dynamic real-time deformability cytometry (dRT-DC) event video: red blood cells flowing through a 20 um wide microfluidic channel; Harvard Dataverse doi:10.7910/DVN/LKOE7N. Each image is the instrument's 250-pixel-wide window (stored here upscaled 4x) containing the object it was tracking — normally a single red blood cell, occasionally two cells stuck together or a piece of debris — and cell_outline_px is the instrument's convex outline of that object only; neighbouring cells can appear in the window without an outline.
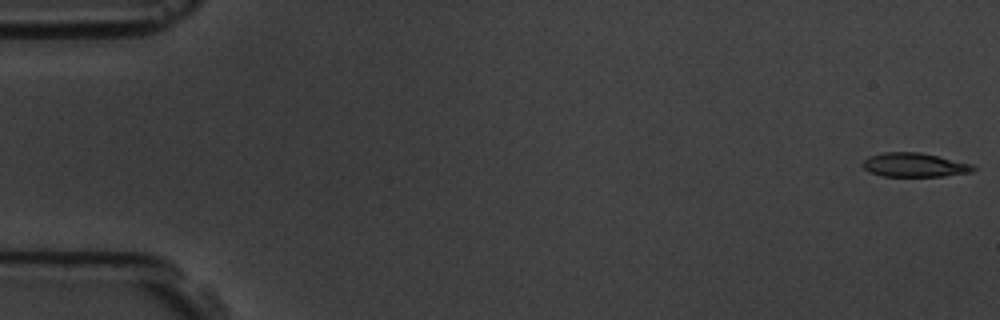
{"species": "common noctule bat (a hibernating species)", "species_latin": "Nyctalus noctula", "temperature_condition": "room temperature", "stored_images_in_passage": 6, "camera_frame_rate_fps": 3000, "um_per_image_px": 0.085, "animal": {"sex": "male", "body_mass_g": 19.5, "forearm_length_mm": 54.6}, "frame": {"image": 1, "passage_image": 1, "time_ms": 0.0, "image_size_px": [1000, 320], "cell_outline_px": [[976, 168], [972, 172], [944, 176], [884, 176], [868, 172], [864, 168], [864, 160], [868, 156], [884, 152], [920, 152], [972, 164]], "centroid_in_image_um": [77.72, 14.02], "position_along_channel_um": 7.3, "area_um2": 15.37}}
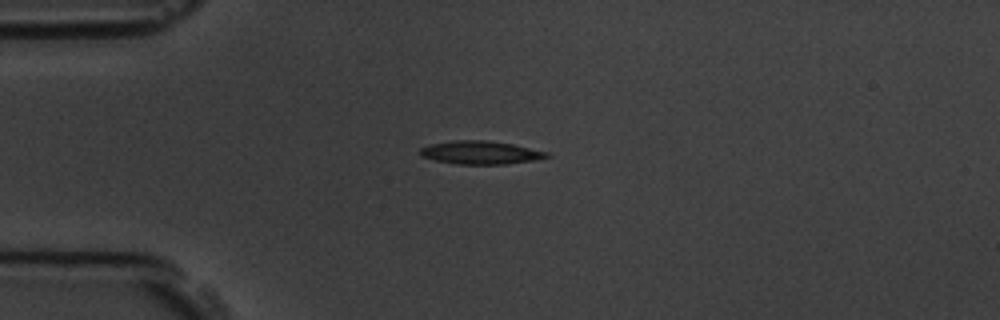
{"frame": {"image": 2, "passage_image": 4, "time_ms": 4.333, "image_size_px": [1000, 320], "cell_outline_px": [[552, 156], [532, 160], [504, 164], [456, 164], [436, 160], [420, 156], [420, 148], [428, 144], [452, 140], [488, 140], [512, 144], [548, 152]], "centroid_in_image_um": [40.8, 12.96], "position_along_channel_um": 44.2, "area_um2": 17.11}}
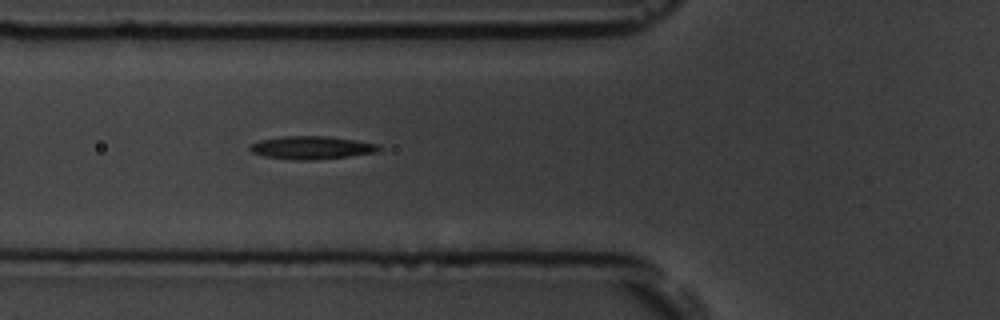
{"frame": {"image": 3, "passage_image": 6, "time_ms": 6.333, "image_size_px": [1000, 320], "cell_outline_px": [[380, 148], [376, 152], [348, 156], [312, 160], [292, 160], [264, 156], [252, 152], [248, 148], [252, 144], [260, 140], [284, 136], [328, 136], [356, 140], [380, 144]], "centroid_in_image_um": [26.48, 12.55], "position_along_channel_um": 99.3, "area_um2": 17.22}}